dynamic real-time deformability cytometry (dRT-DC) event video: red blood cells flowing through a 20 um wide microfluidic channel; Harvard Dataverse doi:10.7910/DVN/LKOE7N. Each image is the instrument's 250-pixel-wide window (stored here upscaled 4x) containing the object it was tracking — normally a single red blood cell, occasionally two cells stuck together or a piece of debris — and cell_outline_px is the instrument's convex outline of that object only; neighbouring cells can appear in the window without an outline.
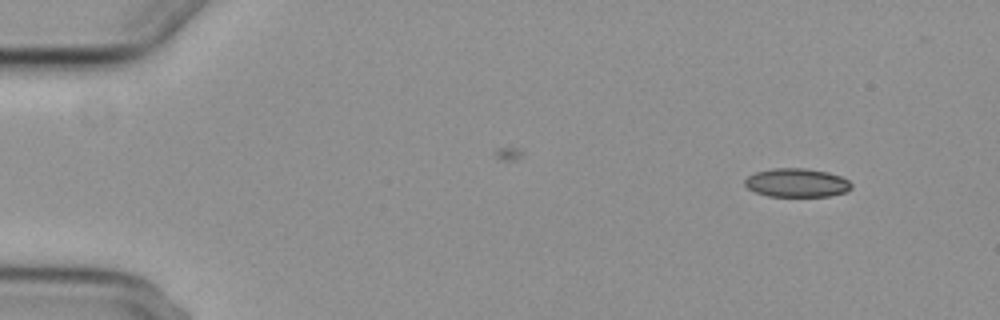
{"species": "common noctule bat (a hibernating species)", "species_latin": "Nyctalus noctula", "temperature_condition": "cold", "stored_images_in_passage": 5, "camera_frame_rate_fps": 3000, "um_per_image_px": 0.085, "animal": {"sex": "female", "body_mass_g": 29.2, "forearm_length_mm": 56.3}, "frame": {"image": 1, "passage_image": 2, "time_ms": 1.333, "image_size_px": [1000, 320], "cell_outline_px": [[852, 188], [848, 192], [828, 196], [768, 196], [756, 192], [748, 188], [744, 184], [744, 180], [748, 176], [756, 172], [772, 168], [804, 168], [828, 172], [840, 176], [848, 180], [852, 184]], "centroid_in_image_um": [67.74, 15.53], "position_along_channel_um": 17.3, "area_um2": 17.86}}
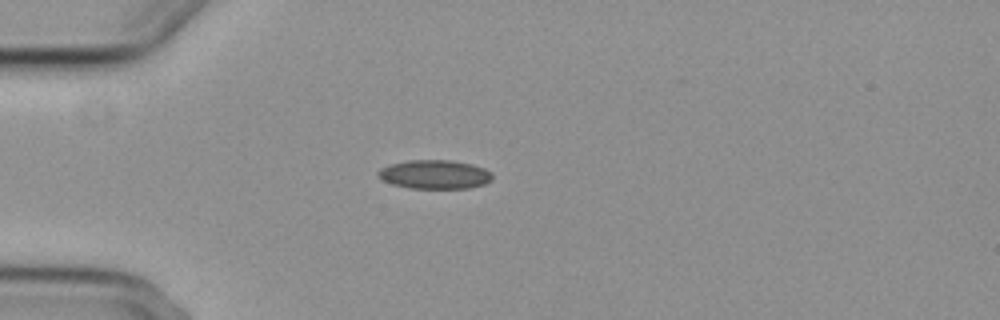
{"frame": {"image": 2, "passage_image": 5, "time_ms": 4.667, "image_size_px": [1000, 320], "cell_outline_px": [[492, 180], [484, 184], [468, 188], [408, 188], [392, 184], [376, 176], [376, 172], [380, 168], [392, 164], [408, 160], [452, 160], [472, 164], [484, 168], [492, 172]], "centroid_in_image_um": [36.95, 14.82], "position_along_channel_um": 48.1, "area_um2": 19.31}}